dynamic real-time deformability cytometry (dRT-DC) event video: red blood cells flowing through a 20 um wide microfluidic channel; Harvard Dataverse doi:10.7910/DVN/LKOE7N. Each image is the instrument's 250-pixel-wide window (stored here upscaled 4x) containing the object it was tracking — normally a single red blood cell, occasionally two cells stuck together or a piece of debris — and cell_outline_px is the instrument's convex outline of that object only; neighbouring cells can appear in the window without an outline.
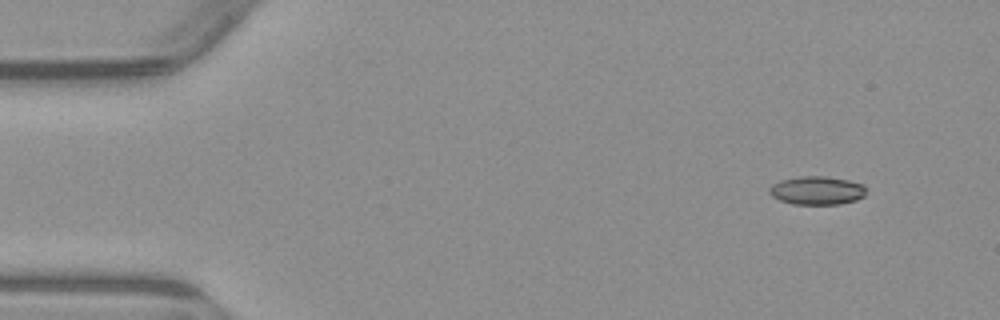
{"species": "common noctule bat (a hibernating species)", "species_latin": "Nyctalus noctula", "temperature_condition": "warm", "stored_images_in_passage": 3, "camera_frame_rate_fps": 3000, "um_per_image_px": 0.085, "animal": {"sex": "male", "body_mass_g": 23.1, "forearm_length_mm": 52.7}, "frame": {"image": 1, "passage_image": 1, "time_ms": 0.0, "image_size_px": [1000, 320], "cell_outline_px": [[864, 196], [856, 200], [840, 204], [792, 204], [780, 200], [772, 196], [768, 192], [768, 188], [772, 184], [780, 180], [800, 176], [824, 176], [848, 180], [864, 184]], "centroid_in_image_um": [69.41, 16.19], "position_along_channel_um": 15.6, "area_um2": 16.07}}
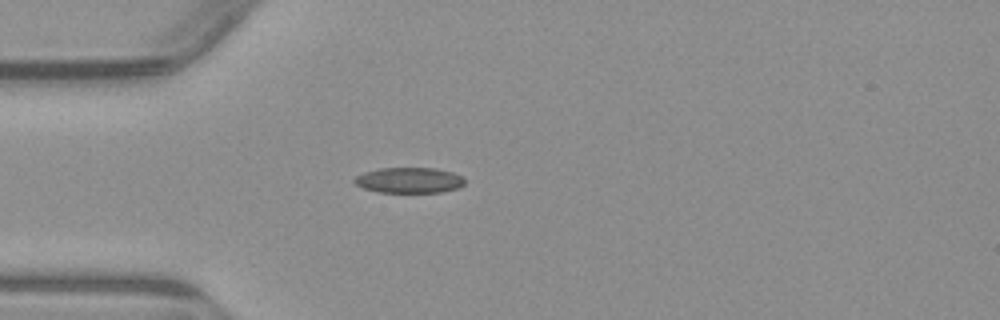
{"frame": {"image": 2, "passage_image": 3, "time_ms": 3.333, "image_size_px": [1000, 320], "cell_outline_px": [[464, 184], [456, 188], [440, 192], [380, 192], [364, 188], [356, 184], [352, 180], [356, 176], [364, 172], [380, 168], [436, 168], [452, 172], [460, 176], [464, 180]], "centroid_in_image_um": [34.75, 15.31], "position_along_channel_um": 50.3, "area_um2": 16.24}}